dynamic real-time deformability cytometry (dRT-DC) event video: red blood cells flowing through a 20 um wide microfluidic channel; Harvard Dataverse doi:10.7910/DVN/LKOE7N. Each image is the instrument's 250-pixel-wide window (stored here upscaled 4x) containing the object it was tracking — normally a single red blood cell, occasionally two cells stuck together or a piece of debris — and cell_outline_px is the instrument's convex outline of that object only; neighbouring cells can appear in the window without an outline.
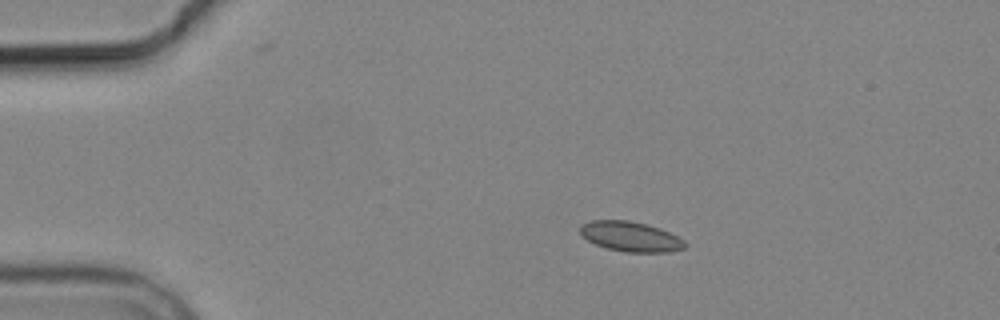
{"species": "common noctule bat (a hibernating species)", "species_latin": "Nyctalus noctula", "temperature_condition": "cold", "stored_images_in_passage": 4, "camera_frame_rate_fps": 3000, "um_per_image_px": 0.085, "animal": {"sex": "male", "body_mass_g": 19.2, "forearm_length_mm": 51.8}, "frame": {"image": 1, "passage_image": 1, "time_ms": 0.0, "image_size_px": [1000, 320], "cell_outline_px": [[688, 244], [684, 248], [668, 252], [624, 252], [608, 248], [596, 244], [588, 240], [580, 232], [580, 224], [592, 220], [628, 220], [660, 228], [684, 240]], "centroid_in_image_um": [53.6, 20.1], "position_along_channel_um": 31.4, "area_um2": 18.15}}
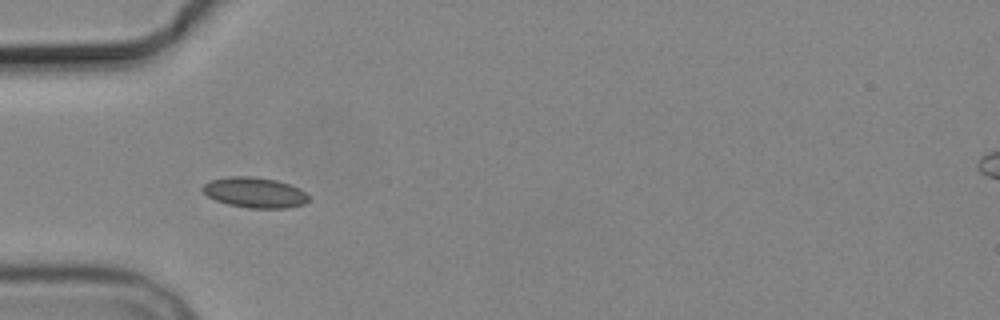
{"frame": {"image": 2, "passage_image": 3, "time_ms": 2.333, "image_size_px": [1000, 320], "cell_outline_px": [[308, 200], [304, 204], [284, 208], [248, 208], [228, 204], [216, 200], [208, 196], [200, 188], [204, 184], [212, 180], [232, 176], [252, 176], [276, 180], [300, 188], [308, 196]], "centroid_in_image_um": [21.64, 16.36], "position_along_channel_um": 63.4, "area_um2": 18.61}}
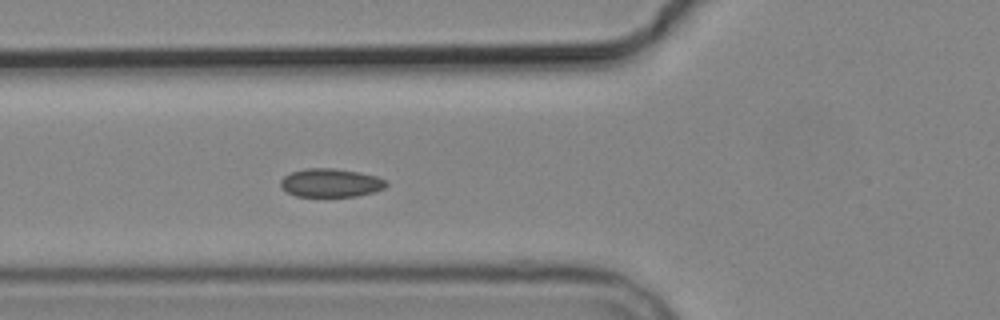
{"frame": {"image": 3, "passage_image": 4, "time_ms": 3.333, "image_size_px": [1000, 320], "cell_outline_px": [[388, 184], [384, 188], [372, 192], [356, 196], [296, 196], [280, 188], [280, 180], [284, 176], [292, 172], [304, 168], [336, 168], [360, 172], [376, 176], [384, 180]], "centroid_in_image_um": [28.08, 15.53], "position_along_channel_um": 97.7, "area_um2": 17.51}}